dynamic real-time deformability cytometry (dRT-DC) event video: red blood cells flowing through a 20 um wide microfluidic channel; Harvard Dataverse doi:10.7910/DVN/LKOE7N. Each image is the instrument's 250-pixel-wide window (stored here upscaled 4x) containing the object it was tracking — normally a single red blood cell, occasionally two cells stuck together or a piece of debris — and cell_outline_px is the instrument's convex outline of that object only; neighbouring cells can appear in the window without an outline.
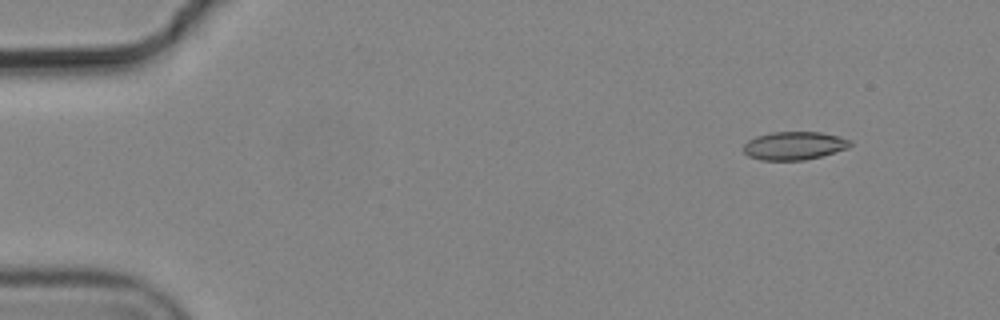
{"species": "common noctule bat (a hibernating species)", "species_latin": "Nyctalus noctula", "temperature_condition": "cold", "stored_images_in_passage": 5, "camera_frame_rate_fps": 3000, "um_per_image_px": 0.085, "animal": {"sex": "male", "body_mass_g": 19.2, "forearm_length_mm": 51.8}, "frame": {"image": 1, "passage_image": 2, "time_ms": 0.333, "image_size_px": [1000, 320], "cell_outline_px": [[852, 144], [848, 148], [820, 156], [804, 160], [760, 160], [748, 156], [744, 152], [744, 144], [748, 140], [756, 136], [772, 132], [820, 132], [840, 136], [852, 140]], "centroid_in_image_um": [67.51, 12.38], "position_along_channel_um": 17.5, "area_um2": 17.57}}
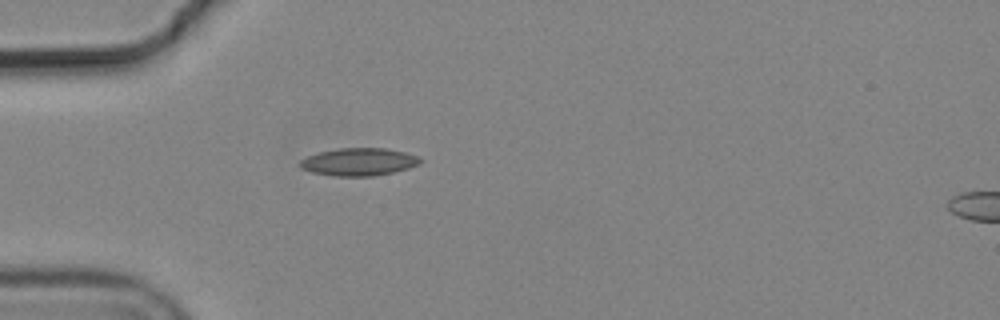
{"frame": {"image": 2, "passage_image": 5, "time_ms": 1.333, "image_size_px": [1000, 320], "cell_outline_px": [[424, 160], [420, 164], [408, 168], [392, 172], [372, 176], [336, 176], [312, 172], [300, 168], [300, 160], [308, 156], [320, 152], [340, 148], [388, 148], [404, 152], [416, 156]], "centroid_in_image_um": [30.52, 13.75], "position_along_channel_um": 54.5, "area_um2": 19.25}}